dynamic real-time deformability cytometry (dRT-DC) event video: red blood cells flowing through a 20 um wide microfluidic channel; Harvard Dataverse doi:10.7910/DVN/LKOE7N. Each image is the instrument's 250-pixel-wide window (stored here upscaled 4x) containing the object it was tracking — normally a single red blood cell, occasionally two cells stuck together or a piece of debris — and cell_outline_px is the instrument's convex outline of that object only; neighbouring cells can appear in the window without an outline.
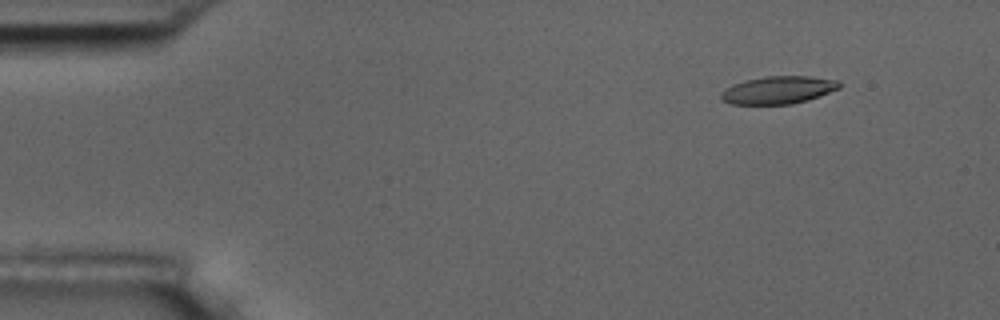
{"species": "common noctule bat (a hibernating species)", "species_latin": "Nyctalus noctula", "temperature_condition": "room temperature", "stored_images_in_passage": 4, "camera_frame_rate_fps": 3000, "um_per_image_px": 0.085, "animal": {"sex": "male", "body_mass_g": 17.5, "forearm_length_mm": 52.3}, "frame": {"image": 1, "passage_image": 2, "time_ms": 1.0, "image_size_px": [1000, 320], "cell_outline_px": [[840, 88], [820, 96], [808, 100], [792, 104], [732, 104], [724, 100], [720, 96], [720, 92], [732, 84], [764, 76], [808, 76], [836, 80], [840, 84]], "centroid_in_image_um": [66.15, 7.65], "position_along_channel_um": 18.8, "area_um2": 18.96}}
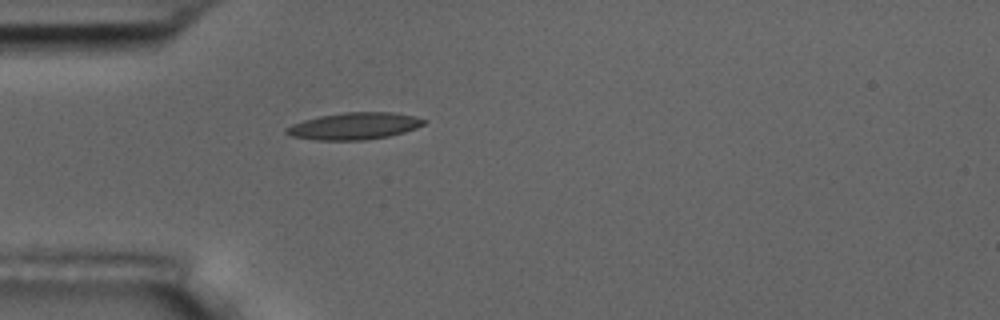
{"frame": {"image": 2, "passage_image": 4, "time_ms": 4.333, "image_size_px": [1000, 320], "cell_outline_px": [[428, 120], [424, 124], [416, 128], [404, 132], [388, 136], [364, 140], [316, 140], [292, 136], [284, 132], [284, 128], [292, 124], [304, 120], [320, 116], [344, 112], [392, 112], [412, 116]], "centroid_in_image_um": [30.1, 10.71], "position_along_channel_um": 54.9, "area_um2": 21.5}}